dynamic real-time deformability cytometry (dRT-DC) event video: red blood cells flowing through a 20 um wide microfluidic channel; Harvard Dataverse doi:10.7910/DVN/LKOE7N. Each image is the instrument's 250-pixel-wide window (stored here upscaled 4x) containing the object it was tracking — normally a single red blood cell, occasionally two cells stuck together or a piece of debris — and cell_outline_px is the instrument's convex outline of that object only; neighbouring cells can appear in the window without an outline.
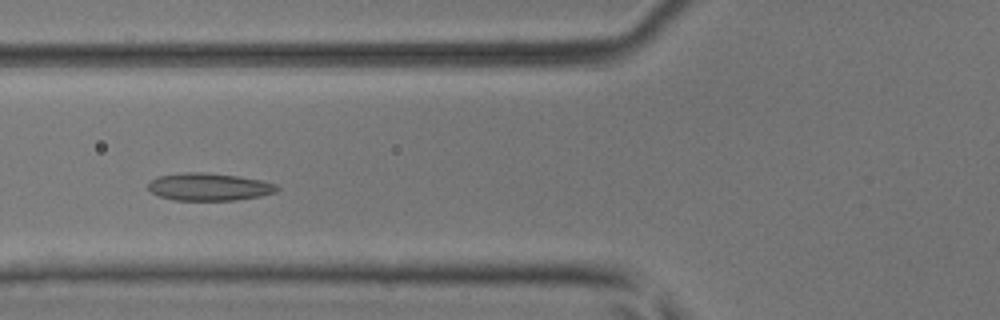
{"species": "common noctule bat (a hibernating species)", "species_latin": "Nyctalus noctula", "temperature_condition": "room temperature", "stored_images_in_passage": 5, "camera_frame_rate_fps": 3000, "um_per_image_px": 0.085, "animal": {"sex": "male", "body_mass_g": 17.9, "forearm_length_mm": 54.2}, "frame": {"image": 1, "passage_image": 5, "time_ms": 1.333, "image_size_px": [1000, 320], "cell_outline_px": [[280, 188], [276, 192], [260, 196], [236, 200], [172, 200], [160, 196], [152, 192], [148, 188], [148, 180], [156, 176], [184, 172], [204, 172], [236, 176], [260, 180], [276, 184]], "centroid_in_image_um": [17.73, 15.88], "position_along_channel_um": 108.1, "area_um2": 20.75}}